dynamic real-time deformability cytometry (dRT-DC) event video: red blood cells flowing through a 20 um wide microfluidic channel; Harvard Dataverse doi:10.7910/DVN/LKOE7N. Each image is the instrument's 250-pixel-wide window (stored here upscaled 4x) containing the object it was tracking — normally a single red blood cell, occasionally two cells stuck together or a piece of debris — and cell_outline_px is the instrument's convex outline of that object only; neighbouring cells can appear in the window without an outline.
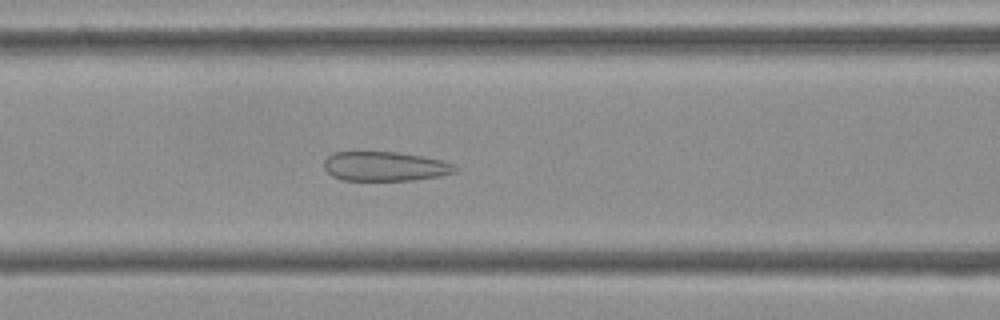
{"species": "Egyptian fruit bat (a non-hibernating species)", "species_latin": "Rousettus aegyptiacus", "temperature_condition": "cold", "stored_images_in_passage": 53, "camera_frame_rate_fps": 3000, "um_per_image_px": 0.085, "frame": {"image": 1, "passage_image": 22, "time_ms": 7.0, "image_size_px": [1000, 320], "cell_outline_px": [[456, 172], [440, 176], [412, 180], [344, 180], [332, 176], [324, 168], [324, 160], [332, 152], [396, 152], [420, 156], [440, 160], [456, 164]], "centroid_in_image_um": [32.71, 14.14], "position_along_channel_um": 133.9, "area_um2": 22.37}}
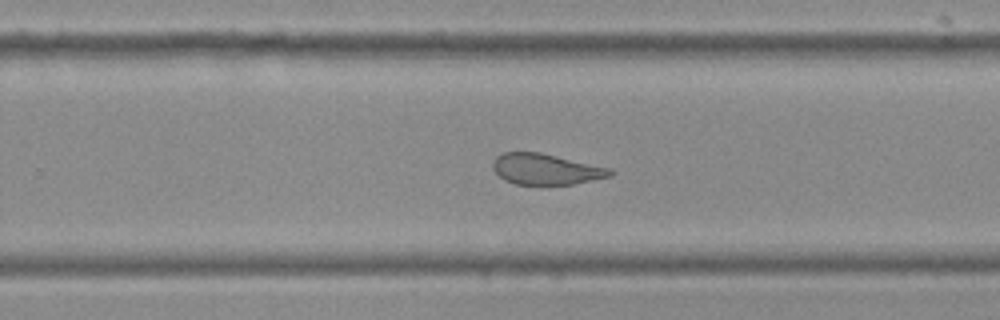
{"frame": {"image": 2, "passage_image": 34, "time_ms": 11.0, "image_size_px": [1000, 320], "cell_outline_px": [[616, 172], [612, 176], [572, 184], [516, 184], [504, 180], [492, 168], [492, 160], [496, 156], [504, 152], [540, 152], [612, 168]], "centroid_in_image_um": [46.42, 14.37], "position_along_channel_um": 283.4, "area_um2": 21.21}}
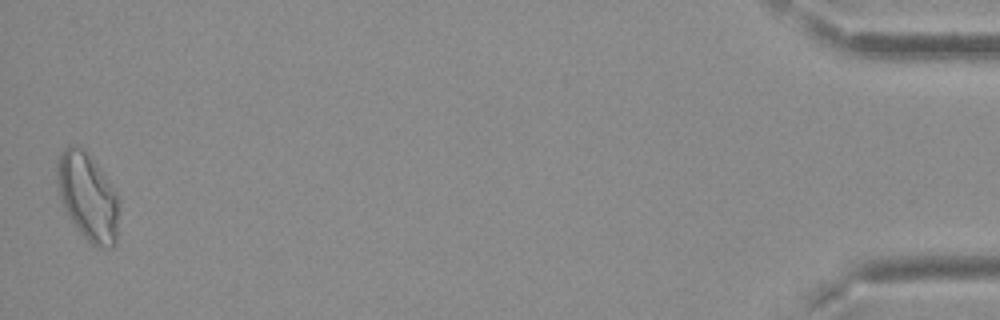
{"frame": {"image": 3, "passage_image": 53, "time_ms": 17.333, "image_size_px": [1000, 320], "cell_outline_px": [[116, 244], [112, 248], [100, 248], [92, 244], [84, 236], [68, 216], [60, 196], [56, 180], [56, 164], [64, 148], [68, 144], [76, 144], [100, 168], [116, 192]], "centroid_in_image_um": [7.42, 16.71], "position_along_channel_um": 427.8, "area_um2": 30.75}, "authors_computed_cell_mechanics": {"area_um2": 24.9118, "velocity_mm_per_s": 3.739, "shape_relaxation_time_tau1_ms": null, "shape_relaxation_time_tau2_ms": 1.5986, "deformation_change_tau1": null, "deformation_change_tau2": 0.0817}}